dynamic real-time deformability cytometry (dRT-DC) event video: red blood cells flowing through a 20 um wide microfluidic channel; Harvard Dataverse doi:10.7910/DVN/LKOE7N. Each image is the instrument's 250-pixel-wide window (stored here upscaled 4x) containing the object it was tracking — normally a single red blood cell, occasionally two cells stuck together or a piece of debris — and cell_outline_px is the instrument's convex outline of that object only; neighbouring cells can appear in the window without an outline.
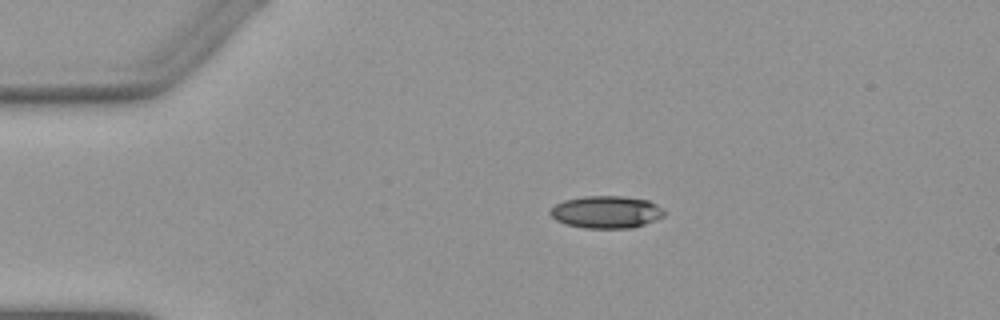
{"species": "Egyptian fruit bat (a non-hibernating species)", "species_latin": "Rousettus aegyptiacus", "temperature_condition": "warm", "stored_images_in_passage": 43, "camera_frame_rate_fps": 3000, "um_per_image_px": 0.085, "animal": {"sex": "female"}, "frame": {"image": 1, "passage_image": 1, "time_ms": 0.0, "image_size_px": [1000, 320], "cell_outline_px": [[664, 216], [656, 220], [632, 228], [584, 228], [564, 224], [556, 220], [548, 212], [556, 204], [564, 200], [584, 196], [620, 196], [648, 200], [664, 208]], "centroid_in_image_um": [51.54, 18.02], "position_along_channel_um": 33.5, "area_um2": 21.56}}
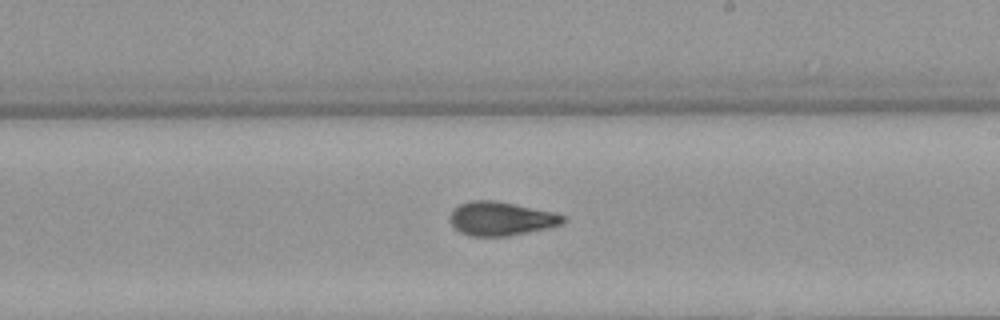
{"frame": {"image": 2, "passage_image": 21, "time_ms": 6.667, "image_size_px": [1000, 320], "cell_outline_px": [[564, 224], [548, 228], [508, 236], [472, 236], [460, 232], [452, 228], [448, 220], [448, 216], [460, 204], [472, 200], [496, 200], [556, 212], [564, 216]], "centroid_in_image_um": [42.57, 18.58], "position_along_channel_um": 246.4, "area_um2": 22.54}}
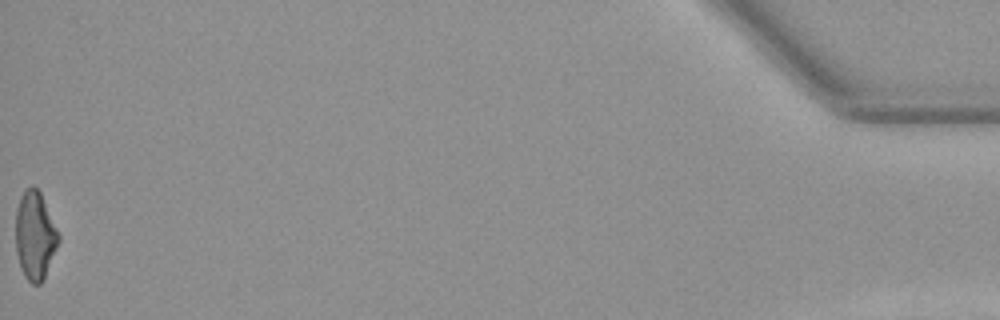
{"frame": {"image": 3, "passage_image": 43, "time_ms": 14.0, "image_size_px": [1000, 320], "cell_outline_px": [[60, 240], [44, 276], [40, 284], [32, 284], [24, 276], [16, 252], [16, 208], [20, 196], [24, 188], [32, 184], [40, 192], [60, 236]], "centroid_in_image_um": [2.96, 19.98], "position_along_channel_um": 432.2, "area_um2": 21.85}, "authors_computed_cell_mechanics": {"area_um2": 21.8484, "velocity_mm_per_s": 3.9061, "shape_relaxation_time_tau1_ms": 6.4811, "shape_relaxation_time_tau2_ms": 2.4974, "deformation_change_tau1": 0.188, "deformation_change_tau2": 0.1038}}